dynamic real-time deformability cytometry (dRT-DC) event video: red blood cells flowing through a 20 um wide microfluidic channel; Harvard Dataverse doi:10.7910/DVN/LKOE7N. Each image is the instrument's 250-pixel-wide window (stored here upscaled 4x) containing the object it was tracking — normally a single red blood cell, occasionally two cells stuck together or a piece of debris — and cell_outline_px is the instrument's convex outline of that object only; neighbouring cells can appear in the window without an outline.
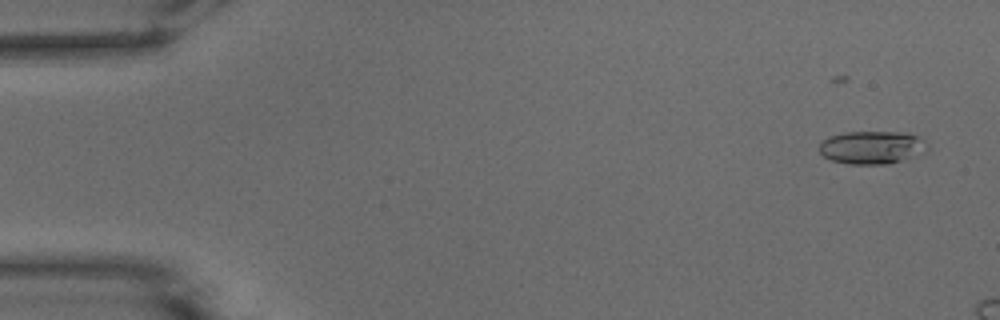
{"species": "common noctule bat (a hibernating species)", "species_latin": "Nyctalus noctula", "temperature_condition": "warm", "stored_images_in_passage": 9, "camera_frame_rate_fps": 3000, "um_per_image_px": 0.085, "animal": {"sex": "male", "body_mass_g": 15.6}, "frame": {"image": 1, "passage_image": 2, "time_ms": 0.333, "image_size_px": [1000, 320], "cell_outline_px": [[928, 152], [888, 164], [852, 164], [832, 160], [824, 156], [820, 152], [820, 144], [828, 136], [844, 132], [908, 132], [920, 136], [928, 144]], "centroid_in_image_um": [74.18, 12.52], "position_along_channel_um": 10.8, "area_um2": 20.98}}